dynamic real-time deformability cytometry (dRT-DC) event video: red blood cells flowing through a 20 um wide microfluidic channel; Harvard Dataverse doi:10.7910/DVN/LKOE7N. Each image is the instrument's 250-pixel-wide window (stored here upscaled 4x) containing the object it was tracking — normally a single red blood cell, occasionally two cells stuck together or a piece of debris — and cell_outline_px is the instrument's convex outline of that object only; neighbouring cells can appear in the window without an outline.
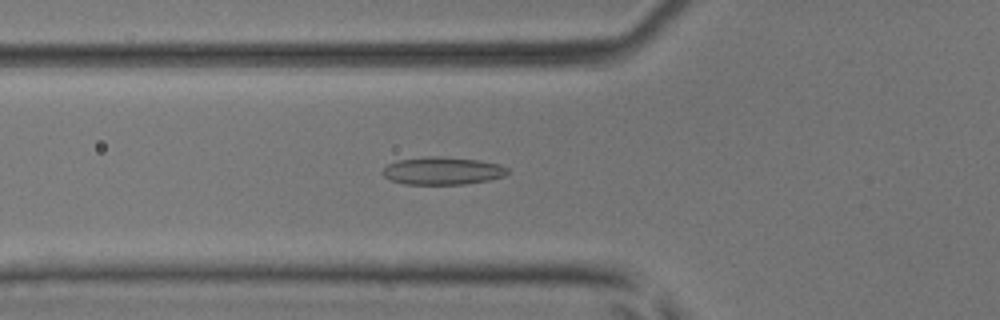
{"species": "common noctule bat (a hibernating species)", "species_latin": "Nyctalus noctula", "temperature_condition": "room temperature", "stored_images_in_passage": 40, "camera_frame_rate_fps": 3000, "um_per_image_px": 0.085, "animal": {"sex": "male", "body_mass_g": 17.9, "forearm_length_mm": 54.2}, "frame": {"image": 1, "passage_image": 8, "time_ms": 2.333, "image_size_px": [1000, 320], "cell_outline_px": [[508, 172], [504, 176], [488, 180], [464, 184], [404, 184], [392, 180], [384, 176], [380, 172], [388, 164], [400, 160], [428, 156], [440, 156], [480, 160], [500, 164], [508, 168]], "centroid_in_image_um": [37.62, 14.51], "position_along_channel_um": 88.2, "area_um2": 20.11}}
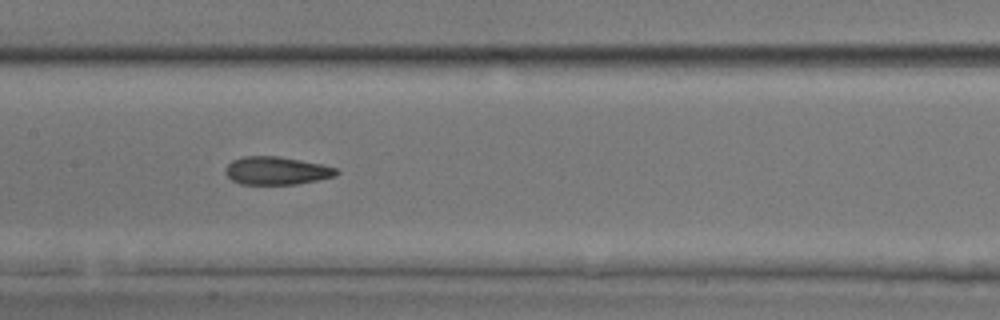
{"frame": {"image": 2, "passage_image": 15, "time_ms": 4.667, "image_size_px": [1000, 320], "cell_outline_px": [[340, 172], [336, 176], [296, 184], [240, 184], [232, 180], [224, 172], [224, 168], [232, 160], [244, 156], [276, 156], [300, 160], [320, 164], [336, 168]], "centroid_in_image_um": [23.48, 14.51], "position_along_channel_um": 183.9, "area_um2": 18.03}}
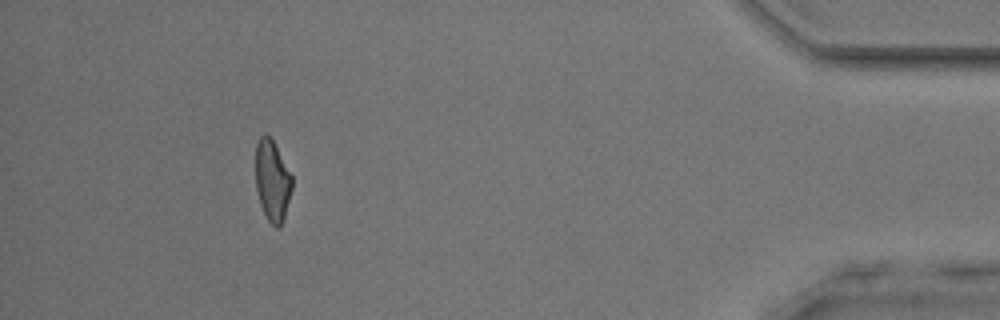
{"frame": {"image": 3, "passage_image": 36, "time_ms": 11.667, "image_size_px": [1000, 320], "cell_outline_px": [[292, 188], [284, 220], [280, 228], [276, 228], [268, 220], [260, 204], [256, 188], [256, 144], [260, 136], [268, 136], [272, 140], [292, 176]], "centroid_in_image_um": [23.15, 15.42], "position_along_channel_um": 412.1, "area_um2": 16.99}, "authors_computed_cell_mechanics": {"area_um2": 18.2359, "velocity_mm_per_s": 4.0928, "shape_relaxation_time_tau1_ms": null, "shape_relaxation_time_tau2_ms": 2.5898, "deformation_change_tau1": null, "deformation_change_tau2": 0.102}}